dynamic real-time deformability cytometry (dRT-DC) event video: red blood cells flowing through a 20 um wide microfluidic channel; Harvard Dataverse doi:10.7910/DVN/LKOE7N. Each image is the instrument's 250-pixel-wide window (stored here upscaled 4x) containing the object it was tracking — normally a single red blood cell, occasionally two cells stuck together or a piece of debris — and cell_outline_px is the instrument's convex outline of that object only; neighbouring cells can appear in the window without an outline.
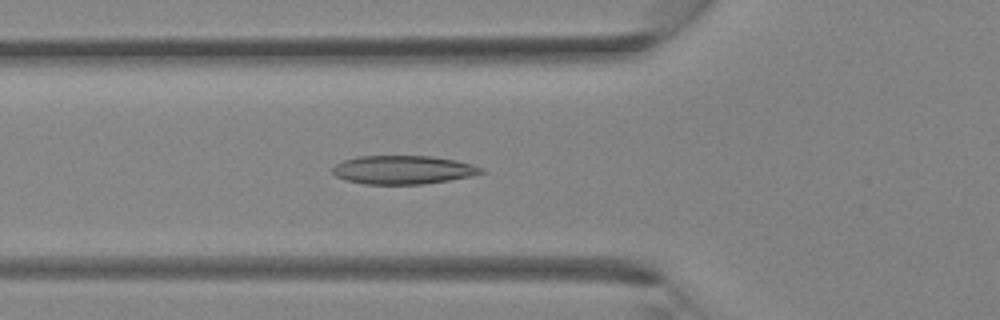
{"species": "Egyptian fruit bat (a non-hibernating species)", "species_latin": "Rousettus aegyptiacus", "temperature_condition": "room temperature", "stored_images_in_passage": 27, "camera_frame_rate_fps": 3000, "um_per_image_px": 0.085, "animal": {"sex": "female"}, "frame": {"image": 1, "passage_image": 3, "time_ms": 0.667, "image_size_px": [1000, 320], "cell_outline_px": [[484, 172], [468, 176], [448, 180], [424, 184], [364, 184], [348, 180], [336, 176], [332, 172], [332, 168], [336, 164], [344, 160], [356, 156], [432, 156], [456, 160], [472, 164], [484, 168]], "centroid_in_image_um": [34.25, 14.43], "position_along_channel_um": 91.6, "area_um2": 24.62}}
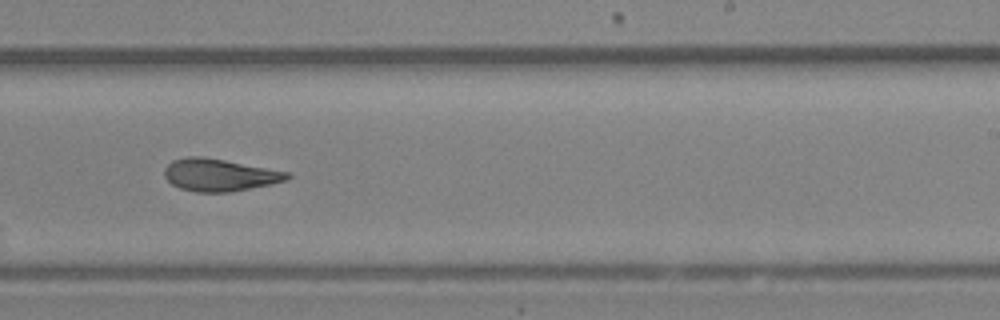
{"frame": {"image": 2, "passage_image": 13, "time_ms": 4.0, "image_size_px": [1000, 320], "cell_outline_px": [[292, 176], [288, 180], [272, 184], [228, 192], [196, 192], [180, 188], [172, 184], [164, 176], [164, 168], [172, 160], [188, 156], [200, 156], [224, 160], [288, 172]], "centroid_in_image_um": [18.64, 14.87], "position_along_channel_um": 270.4, "area_um2": 23.0}}
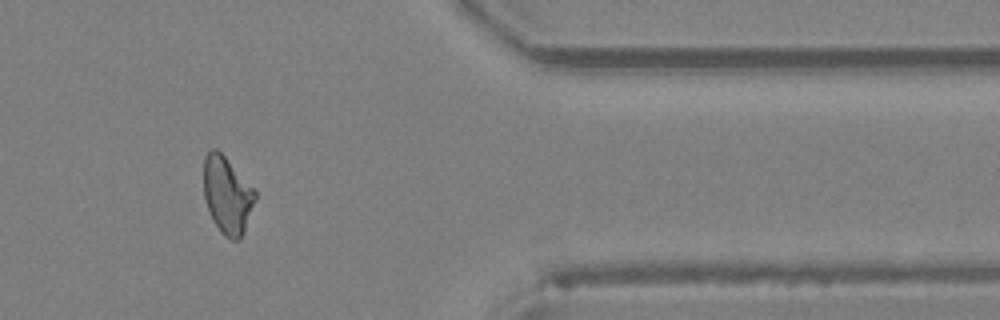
{"frame": {"image": 3, "passage_image": 21, "time_ms": 6.667, "image_size_px": [1000, 320], "cell_outline_px": [[256, 200], [244, 232], [236, 240], [232, 240], [224, 236], [220, 232], [204, 200], [204, 156], [212, 148], [216, 148], [224, 156], [256, 192]], "centroid_in_image_um": [19.31, 16.59], "position_along_channel_um": 392.1, "area_um2": 22.72}}